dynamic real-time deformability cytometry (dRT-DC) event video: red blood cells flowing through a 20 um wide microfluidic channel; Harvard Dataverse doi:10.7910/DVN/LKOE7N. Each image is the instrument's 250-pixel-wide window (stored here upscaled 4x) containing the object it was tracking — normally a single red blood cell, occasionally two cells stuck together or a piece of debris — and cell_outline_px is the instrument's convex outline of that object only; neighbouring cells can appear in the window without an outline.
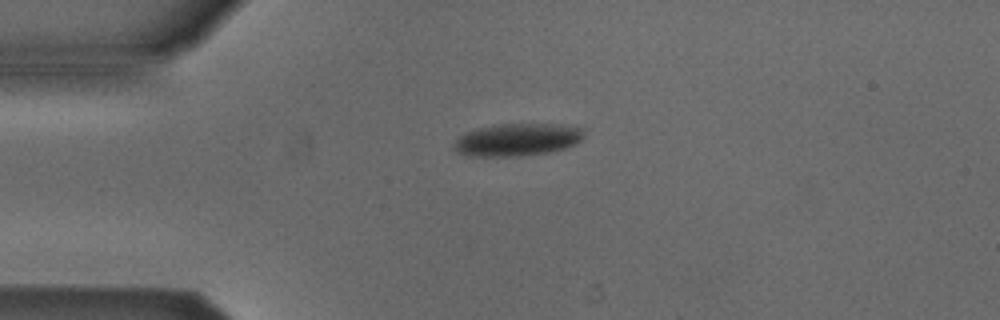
{"species": "Egyptian fruit bat (a non-hibernating species)", "species_latin": "Rousettus aegyptiacus", "temperature_condition": "cold", "stored_images_in_passage": 2, "camera_frame_rate_fps": 3000, "um_per_image_px": 0.085, "animal": {"sex": "male"}, "frame": {"image": 1, "passage_image": 1, "time_ms": 0.0, "image_size_px": [1000, 320], "cell_outline_px": [[584, 136], [576, 144], [564, 148], [548, 152], [520, 156], [468, 156], [456, 152], [452, 148], [456, 140], [460, 136], [468, 132], [480, 128], [500, 124], [560, 124], [584, 128]], "centroid_in_image_um": [43.99, 11.88], "position_along_channel_um": 41.0, "area_um2": 24.57}}